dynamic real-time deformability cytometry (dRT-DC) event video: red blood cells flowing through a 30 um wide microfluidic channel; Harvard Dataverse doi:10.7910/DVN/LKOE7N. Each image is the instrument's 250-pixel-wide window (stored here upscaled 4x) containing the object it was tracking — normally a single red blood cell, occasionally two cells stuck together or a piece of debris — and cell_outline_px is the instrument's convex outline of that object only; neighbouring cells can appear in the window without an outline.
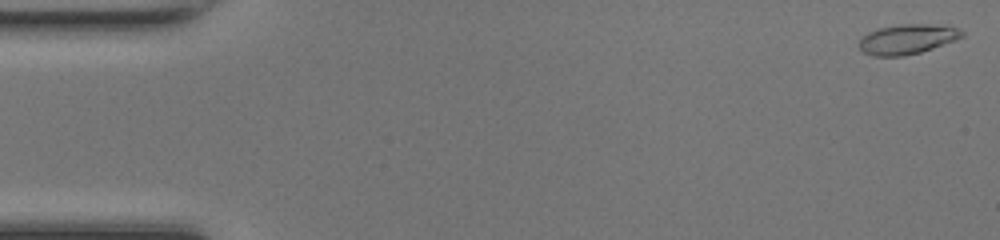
{"species": "common noctule bat (a hibernating species)", "species_latin": "Nyctalus noctula", "temperature_condition": "room temperature", "stored_images_in_passage": 49, "camera_frame_rate_fps": 3000, "um_per_image_px": 0.085, "animal": {"sex": "female", "body_mass_g": 17.0, "forearm_length_mm": 48.0}, "frame": {"image": 1, "passage_image": 1, "time_ms": 0.0, "image_size_px": [1000, 240], "cell_outline_px": [[964, 36], [956, 40], [920, 52], [904, 56], [872, 56], [864, 52], [856, 44], [868, 32], [876, 28], [900, 24], [928, 24], [956, 28], [964, 32]], "centroid_in_image_um": [77.08, 3.33], "position_along_channel_um": 7.9, "area_um2": 17.86}}
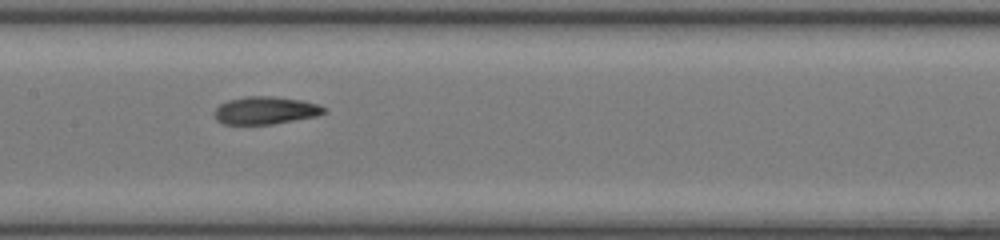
{"frame": {"image": 2, "passage_image": 24, "time_ms": 7.667, "image_size_px": [1000, 240], "cell_outline_px": [[328, 112], [316, 116], [272, 124], [224, 124], [216, 120], [216, 108], [220, 104], [228, 100], [248, 96], [272, 96], [300, 100], [316, 104], [324, 108]], "centroid_in_image_um": [22.56, 9.38], "position_along_channel_um": 184.8, "area_um2": 17.4}}
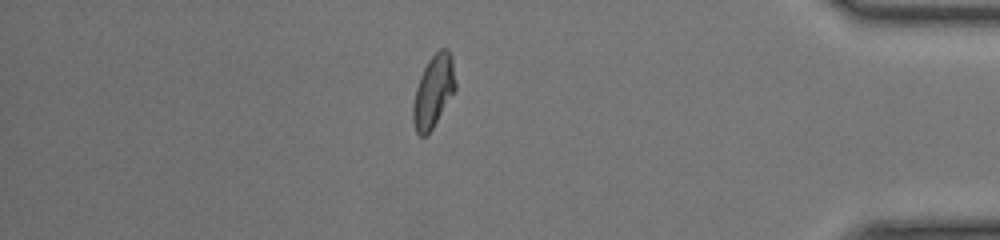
{"frame": {"image": 3, "passage_image": 42, "time_ms": 13.667, "image_size_px": [1000, 240], "cell_outline_px": [[456, 88], [432, 128], [424, 136], [420, 136], [416, 132], [412, 120], [412, 108], [416, 88], [420, 76], [428, 60], [440, 48], [448, 48], [452, 56], [456, 84]], "centroid_in_image_um": [36.84, 7.73], "position_along_channel_um": 398.4, "area_um2": 17.69}, "authors_computed_cell_mechanics": {"area_um2": 17.5712, "velocity_mm_per_s": 4.231, "shape_relaxation_time_tau1_ms": 5.665, "shape_relaxation_time_tau2_ms": 2.1813, "deformation_change_tau1": 0.1969, "deformation_change_tau2": 0.0835}}